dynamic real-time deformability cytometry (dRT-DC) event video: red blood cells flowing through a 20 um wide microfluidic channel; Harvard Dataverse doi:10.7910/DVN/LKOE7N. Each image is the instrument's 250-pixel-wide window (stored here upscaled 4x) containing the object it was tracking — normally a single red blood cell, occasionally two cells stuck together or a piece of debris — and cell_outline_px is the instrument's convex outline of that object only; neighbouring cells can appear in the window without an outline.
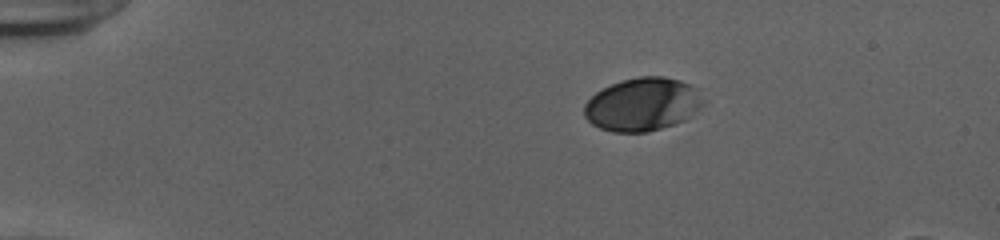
{"species": "human", "species_latin": "Homo sapiens", "temperature_condition": "cold", "stored_images_in_passage": 44, "camera_frame_rate_fps": 3000, "um_per_image_px": 0.085, "donor": {"sex": "female"}, "frame": {"image": 1, "passage_image": 1, "time_ms": 0.0, "image_size_px": [1000, 240], "cell_outline_px": [[708, 100], [700, 108], [684, 120], [676, 124], [648, 132], [612, 132], [600, 128], [592, 124], [584, 116], [584, 104], [596, 92], [620, 80], [640, 76], [664, 76], [680, 80], [692, 84], [700, 88]], "centroid_in_image_um": [54.69, 8.86], "position_along_channel_um": 30.3, "area_um2": 37.57}}
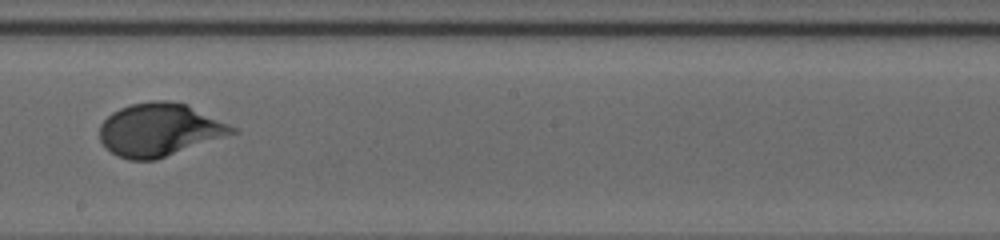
{"frame": {"image": 2, "passage_image": 23, "time_ms": 7.333, "image_size_px": [1000, 240], "cell_outline_px": [[240, 132], [156, 160], [128, 160], [116, 156], [100, 140], [100, 124], [112, 112], [120, 108], [132, 104], [152, 100], [168, 100], [184, 104], [240, 128]], "centroid_in_image_um": [13.59, 11.04], "position_along_channel_um": 234.6, "area_um2": 40.98}}
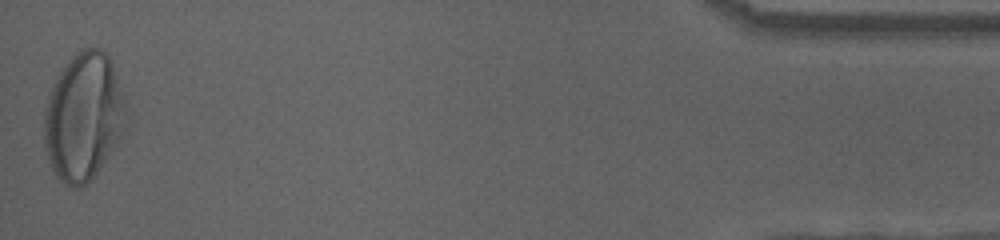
{"frame": {"image": 3, "passage_image": 44, "time_ms": 14.333, "image_size_px": [1000, 240], "cell_outline_px": [[124, 128], [116, 144], [96, 176], [88, 184], [80, 188], [72, 188], [64, 184], [56, 176], [48, 160], [44, 148], [44, 112], [48, 96], [52, 84], [56, 76], [72, 56], [80, 48], [100, 48], [112, 60], [124, 100]], "centroid_in_image_um": [7.07, 9.96], "position_along_channel_um": 428.1, "area_um2": 61.21}, "authors_computed_cell_mechanics": {"area_um2": 39.1017, "velocity_mm_per_s": 3.879, "shape_relaxation_time_tau1_ms": 3.3311, "shape_relaxation_time_tau2_ms": null, "deformation_change_tau1": 0.1806, "deformation_change_tau2": null}}